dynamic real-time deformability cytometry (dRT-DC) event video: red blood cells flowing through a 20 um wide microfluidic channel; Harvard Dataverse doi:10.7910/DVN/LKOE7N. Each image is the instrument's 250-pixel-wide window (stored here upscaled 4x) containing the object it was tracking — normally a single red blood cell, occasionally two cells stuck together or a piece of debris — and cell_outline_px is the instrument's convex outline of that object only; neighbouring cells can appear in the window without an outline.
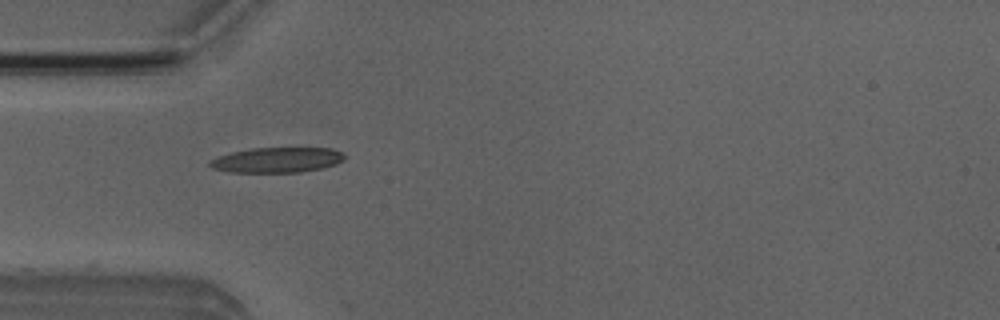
{"species": "Egyptian fruit bat (a non-hibernating species)", "species_latin": "Rousettus aegyptiacus", "temperature_condition": "room temperature", "stored_images_in_passage": 6, "camera_frame_rate_fps": 3000, "um_per_image_px": 0.085, "animal": {"sex": "male"}, "frame": {"image": 1, "passage_image": 5, "time_ms": 4.667, "image_size_px": [1000, 320], "cell_outline_px": [[344, 160], [336, 164], [320, 168], [300, 172], [228, 172], [212, 168], [208, 164], [208, 160], [216, 156], [248, 148], [332, 148], [340, 152], [344, 156]], "centroid_in_image_um": [23.48, 13.59], "position_along_channel_um": 61.5, "area_um2": 19.83}}